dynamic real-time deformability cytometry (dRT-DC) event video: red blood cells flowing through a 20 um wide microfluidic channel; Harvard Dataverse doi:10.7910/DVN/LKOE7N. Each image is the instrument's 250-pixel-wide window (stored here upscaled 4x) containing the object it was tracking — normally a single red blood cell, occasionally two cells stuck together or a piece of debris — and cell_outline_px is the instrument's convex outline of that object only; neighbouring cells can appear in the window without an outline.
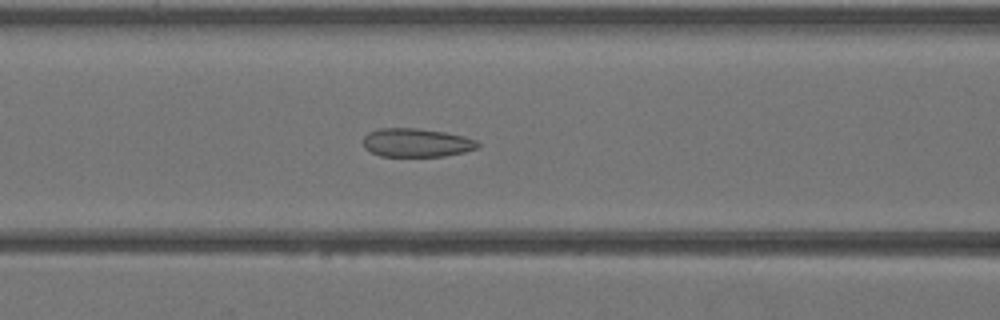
{"species": "Egyptian fruit bat (a non-hibernating species)", "species_latin": "Rousettus aegyptiacus", "temperature_condition": "warm", "stored_images_in_passage": 34, "camera_frame_rate_fps": 3000, "um_per_image_px": 0.085, "animal": {"sex": "female"}, "frame": {"image": 1, "passage_image": 9, "time_ms": 2.667, "image_size_px": [1000, 320], "cell_outline_px": [[480, 144], [476, 148], [464, 152], [444, 156], [380, 156], [364, 148], [364, 136], [368, 132], [380, 128], [416, 128], [444, 132], [464, 136], [476, 140]], "centroid_in_image_um": [35.39, 12.12], "position_along_channel_um": 131.2, "area_um2": 19.02}}
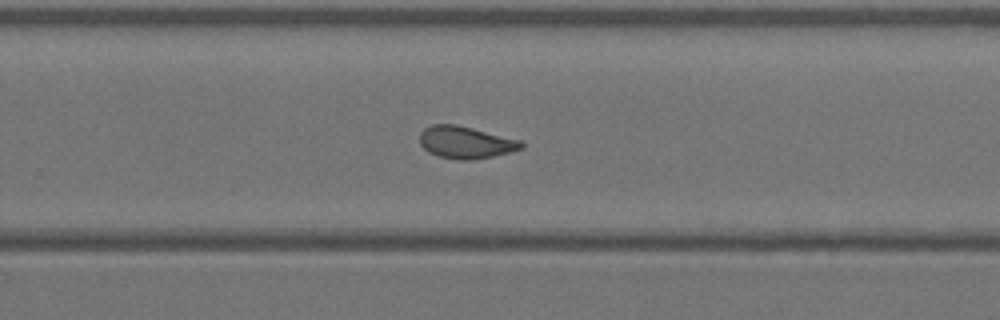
{"frame": {"image": 2, "passage_image": 19, "time_ms": 6.0, "image_size_px": [1000, 320], "cell_outline_px": [[524, 148], [492, 156], [472, 160], [460, 160], [440, 156], [428, 152], [420, 144], [420, 132], [424, 128], [432, 124], [456, 124], [520, 140], [524, 144]], "centroid_in_image_um": [39.56, 12.09], "position_along_channel_um": 290.2, "area_um2": 18.9}}
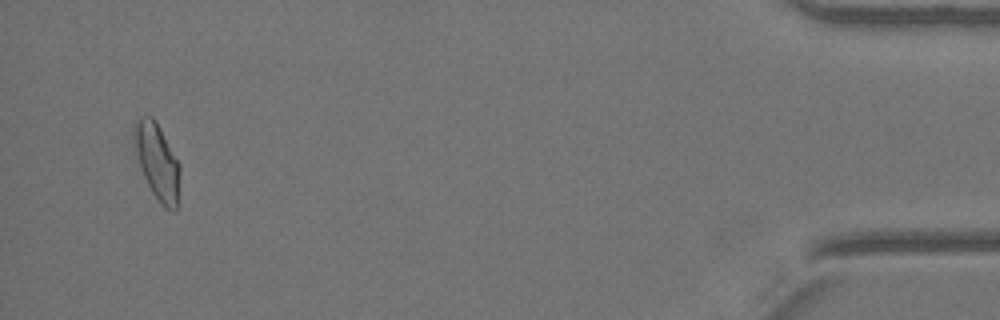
{"frame": {"image": 3, "passage_image": 32, "time_ms": 10.333, "image_size_px": [1000, 320], "cell_outline_px": [[180, 172], [176, 212], [172, 212], [164, 208], [160, 204], [152, 192], [144, 176], [140, 164], [132, 132], [136, 116], [152, 116], [156, 120], [180, 164]], "centroid_in_image_um": [13.37, 13.72], "position_along_channel_um": 421.8, "area_um2": 20.29}}